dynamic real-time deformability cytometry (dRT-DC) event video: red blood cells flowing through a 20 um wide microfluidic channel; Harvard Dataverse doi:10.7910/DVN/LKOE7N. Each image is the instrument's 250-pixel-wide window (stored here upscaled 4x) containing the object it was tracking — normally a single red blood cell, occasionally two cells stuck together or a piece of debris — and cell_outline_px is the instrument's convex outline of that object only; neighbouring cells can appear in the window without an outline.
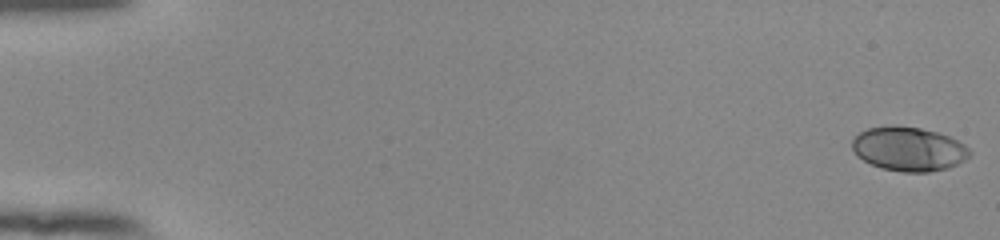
{"species": "human", "species_latin": "Homo sapiens", "temperature_condition": "room temperature", "stored_images_in_passage": 54, "camera_frame_rate_fps": 3000, "um_per_image_px": 0.085, "donor": {"sex": "female"}, "frame": {"image": 1, "passage_image": 1, "time_ms": 0.0, "image_size_px": [1000, 240], "cell_outline_px": [[972, 152], [964, 160], [948, 168], [928, 172], [900, 172], [880, 168], [856, 156], [852, 148], [852, 140], [860, 132], [868, 128], [920, 128], [936, 132], [948, 136], [964, 144]], "centroid_in_image_um": [77.24, 12.71], "position_along_channel_um": 7.8, "area_um2": 29.54}}
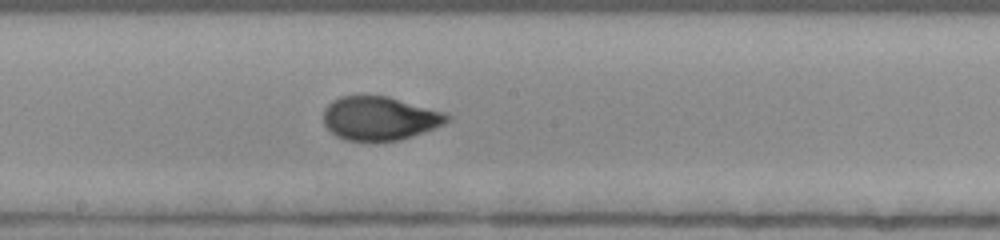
{"frame": {"image": 2, "passage_image": 31, "time_ms": 10.0, "image_size_px": [1000, 240], "cell_outline_px": [[452, 120], [444, 124], [412, 136], [400, 140], [344, 140], [336, 136], [324, 124], [324, 108], [332, 100], [340, 96], [388, 96], [440, 112], [452, 116]], "centroid_in_image_um": [32.24, 10.06], "position_along_channel_um": 216.0, "area_um2": 31.04}}
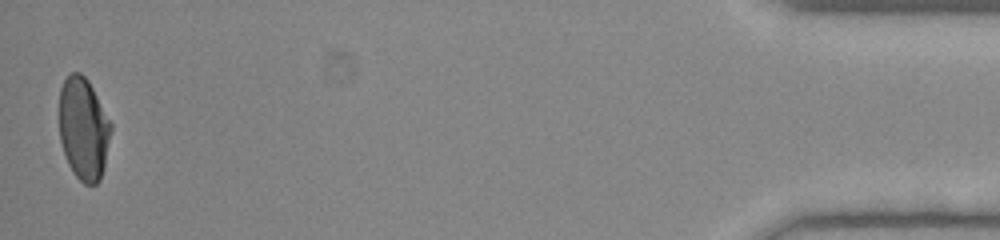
{"frame": {"image": 3, "passage_image": 54, "time_ms": 17.667, "image_size_px": [1000, 240], "cell_outline_px": [[112, 128], [104, 164], [100, 180], [96, 184], [84, 184], [76, 176], [68, 164], [60, 140], [60, 88], [64, 80], [72, 72], [80, 72], [88, 80], [112, 124]], "centroid_in_image_um": [7.1, 10.93], "position_along_channel_um": 428.1, "area_um2": 30.58}, "authors_computed_cell_mechanics": {"area_um2": 31.0964, "velocity_mm_per_s": 3.868, "shape_relaxation_time_tau1_ms": 4.7434, "shape_relaxation_time_tau2_ms": null, "deformation_change_tau1": 0.1884, "deformation_change_tau2": null}}